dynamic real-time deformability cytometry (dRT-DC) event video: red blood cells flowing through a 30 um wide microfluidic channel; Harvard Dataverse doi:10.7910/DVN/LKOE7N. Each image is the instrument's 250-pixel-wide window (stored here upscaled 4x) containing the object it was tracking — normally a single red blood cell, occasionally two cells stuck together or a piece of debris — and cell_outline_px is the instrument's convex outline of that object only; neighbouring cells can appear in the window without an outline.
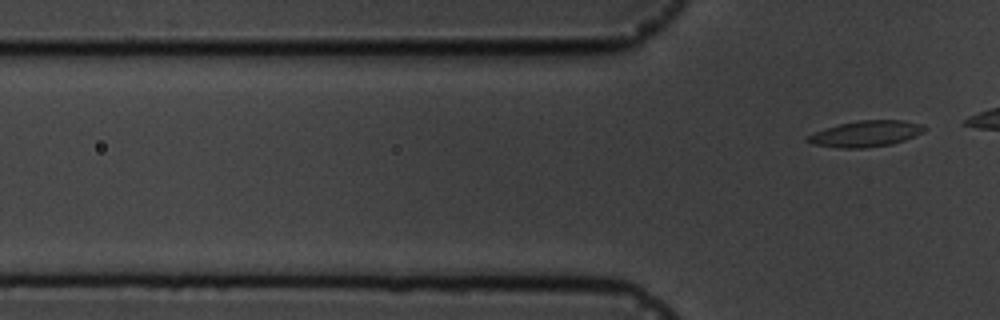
{"species": "common noctule bat (a hibernating species)", "species_latin": "Nyctalus noctula", "temperature_condition": "cold", "stored_images_in_passage": 2, "camera_frame_rate_fps": 3000, "um_per_image_px": 0.085, "animal": {"sex": "male", "body_mass_g": 19.5, "forearm_length_mm": 54.6}, "frame": {"image": 1, "passage_image": 2, "time_ms": 2.0, "image_size_px": [1000, 320], "cell_outline_px": [[928, 128], [924, 132], [904, 140], [892, 144], [864, 148], [840, 148], [812, 144], [804, 140], [808, 136], [824, 128], [840, 124], [860, 120], [904, 120], [924, 124]], "centroid_in_image_um": [73.63, 11.36], "position_along_channel_um": 52.2, "area_um2": 17.8}}